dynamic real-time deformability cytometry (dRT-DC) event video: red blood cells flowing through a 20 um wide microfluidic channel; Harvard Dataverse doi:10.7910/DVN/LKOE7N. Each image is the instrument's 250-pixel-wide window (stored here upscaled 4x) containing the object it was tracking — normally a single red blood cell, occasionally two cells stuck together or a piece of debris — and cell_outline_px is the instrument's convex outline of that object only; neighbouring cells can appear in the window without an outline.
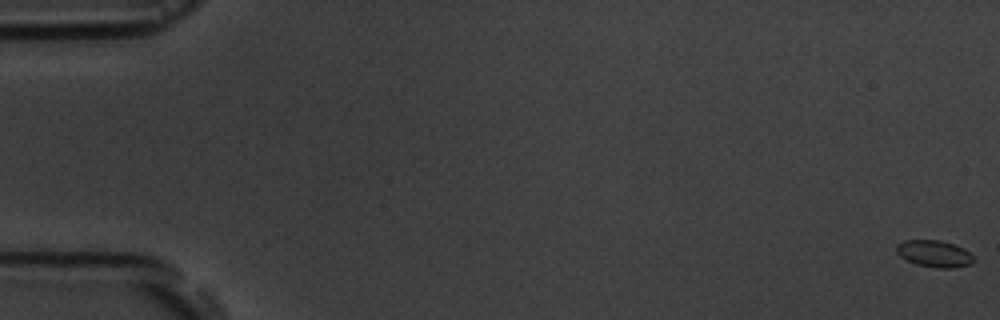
{"species": "common noctule bat (a hibernating species)", "species_latin": "Nyctalus noctula", "temperature_condition": "room temperature", "stored_images_in_passage": 7, "camera_frame_rate_fps": 3000, "um_per_image_px": 0.085, "animal": {"sex": "male", "body_mass_g": 19.5, "forearm_length_mm": 54.6}, "frame": {"image": 1, "passage_image": 1, "time_ms": 0.0, "image_size_px": [1000, 320], "cell_outline_px": [[976, 260], [972, 264], [952, 268], [936, 268], [916, 264], [900, 256], [896, 252], [896, 244], [904, 240], [940, 240], [964, 248]], "centroid_in_image_um": [79.42, 21.56], "position_along_channel_um": 5.6, "area_um2": 12.08}}
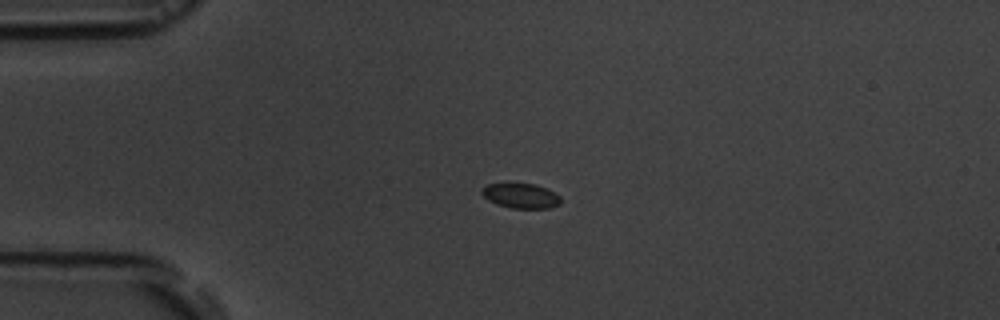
{"frame": {"image": 2, "passage_image": 5, "time_ms": 4.667, "image_size_px": [1000, 320], "cell_outline_px": [[560, 204], [552, 208], [512, 208], [496, 204], [488, 200], [480, 192], [480, 188], [488, 184], [504, 180], [512, 180], [536, 184], [548, 188], [560, 196]], "centroid_in_image_um": [44.22, 16.57], "position_along_channel_um": 40.8, "area_um2": 12.31}}
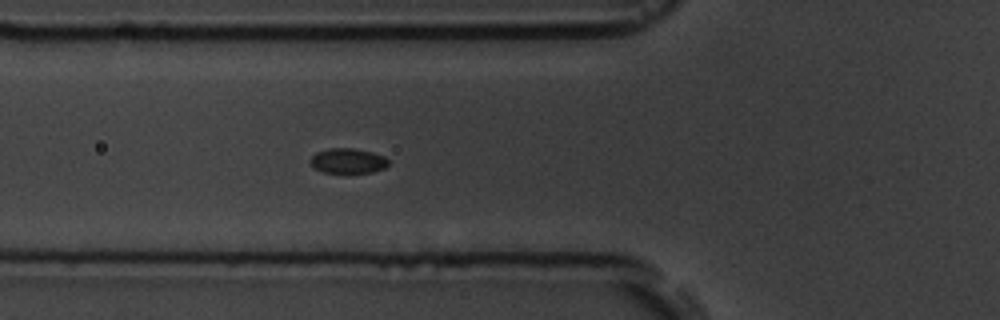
{"frame": {"image": 3, "passage_image": 7, "time_ms": 7.0, "image_size_px": [1000, 320], "cell_outline_px": [[388, 164], [384, 168], [372, 172], [348, 176], [324, 172], [316, 168], [308, 160], [316, 152], [328, 148], [352, 148], [372, 152], [384, 156], [388, 160]], "centroid_in_image_um": [29.57, 13.72], "position_along_channel_um": 96.2, "area_um2": 11.91}}